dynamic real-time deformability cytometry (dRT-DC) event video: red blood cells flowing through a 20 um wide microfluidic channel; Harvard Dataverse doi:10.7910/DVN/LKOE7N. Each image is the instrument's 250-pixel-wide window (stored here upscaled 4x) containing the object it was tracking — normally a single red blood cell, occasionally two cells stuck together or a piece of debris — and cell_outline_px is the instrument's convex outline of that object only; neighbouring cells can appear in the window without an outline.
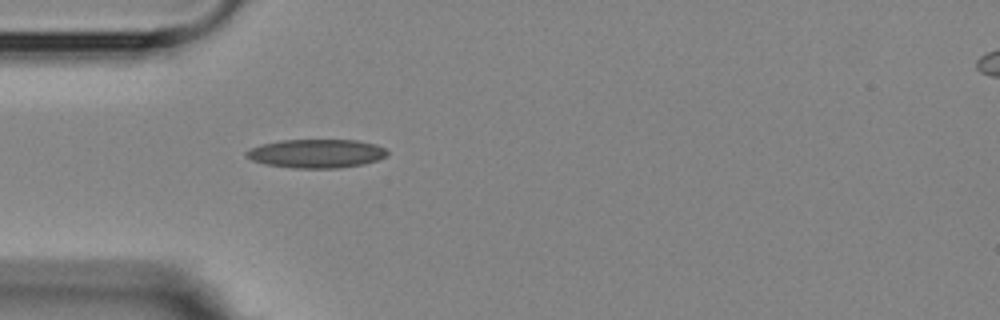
{"species": "Egyptian fruit bat (a non-hibernating species)", "species_latin": "Rousettus aegyptiacus", "temperature_condition": "room temperature", "stored_images_in_passage": 3, "segment_of_instrument_passage": [1, 2], "camera_frame_rate_fps": 3000, "um_per_image_px": 0.085, "animal": {"sex": "female"}, "frame": {"image": 1, "passage_image": 2, "time_ms": 1.667, "image_size_px": [1000, 320], "cell_outline_px": [[388, 152], [384, 156], [376, 160], [364, 164], [340, 168], [292, 168], [264, 164], [252, 160], [244, 156], [244, 152], [260, 144], [280, 140], [356, 140], [376, 144], [384, 148]], "centroid_in_image_um": [26.85, 13.05], "position_along_channel_um": 58.2, "area_um2": 23.64}}